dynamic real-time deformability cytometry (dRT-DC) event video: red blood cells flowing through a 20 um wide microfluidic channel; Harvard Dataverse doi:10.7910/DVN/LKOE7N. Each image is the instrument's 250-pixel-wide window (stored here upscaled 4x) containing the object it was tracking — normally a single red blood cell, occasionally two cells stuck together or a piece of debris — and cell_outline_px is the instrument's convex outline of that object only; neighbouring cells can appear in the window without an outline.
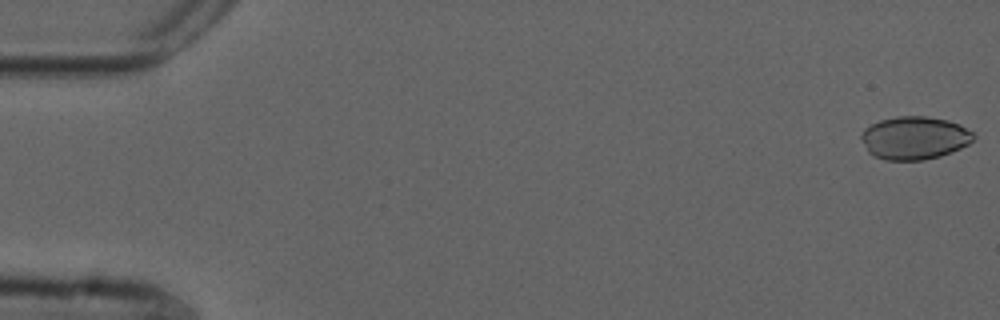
{"species": "common noctule bat (a hibernating species)", "species_latin": "Nyctalus noctula", "temperature_condition": "cold", "stored_images_in_passage": 55, "camera_frame_rate_fps": 3000, "um_per_image_px": 0.085, "animal": {"sex": "male", "forearm_length_mm": 52.5}, "frame": {"image": 1, "passage_image": 1, "time_ms": 0.0, "image_size_px": [1000, 320], "cell_outline_px": [[976, 136], [968, 144], [960, 148], [940, 156], [924, 160], [884, 160], [872, 156], [868, 152], [860, 136], [864, 128], [880, 120], [896, 116], [924, 116], [948, 120], [960, 124], [972, 132]], "centroid_in_image_um": [77.71, 11.72], "position_along_channel_um": 7.3, "area_um2": 28.21}}
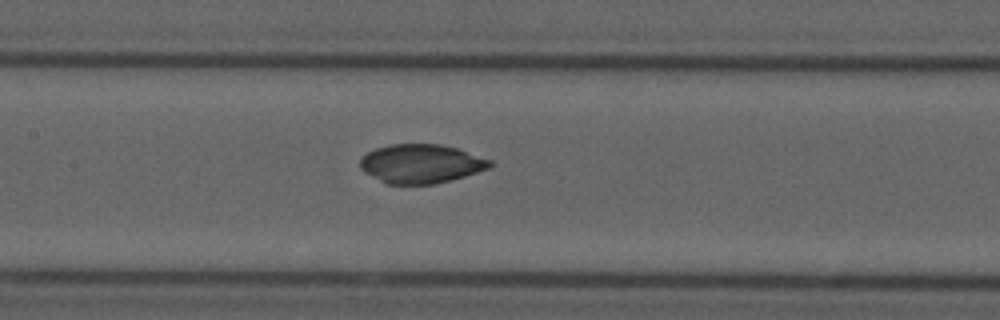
{"frame": {"image": 2, "passage_image": 26, "time_ms": 8.333, "image_size_px": [1000, 320], "cell_outline_px": [[492, 164], [488, 168], [464, 176], [432, 184], [388, 184], [364, 172], [360, 168], [360, 160], [368, 152], [376, 148], [392, 144], [440, 144], [456, 148], [492, 160]], "centroid_in_image_um": [35.77, 13.91], "position_along_channel_um": 171.6, "area_um2": 29.07}}
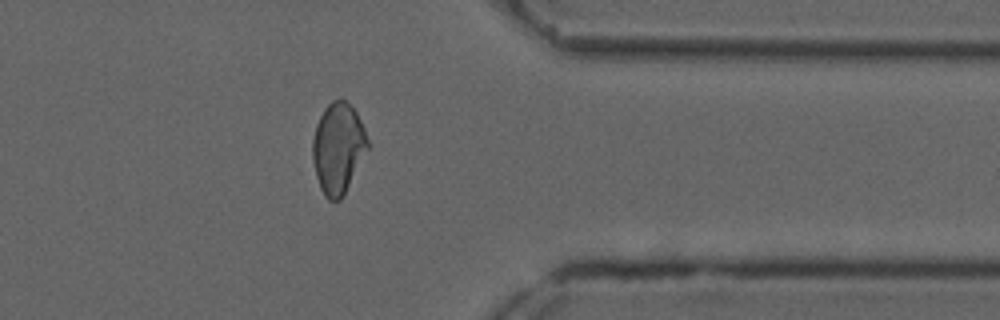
{"frame": {"image": 3, "passage_image": 44, "time_ms": 14.333, "image_size_px": [1000, 320], "cell_outline_px": [[372, 144], [344, 196], [340, 200], [328, 200], [324, 196], [320, 188], [316, 176], [312, 160], [312, 140], [316, 124], [324, 108], [332, 100], [344, 100], [356, 112]], "centroid_in_image_um": [28.76, 12.63], "position_along_channel_um": 382.6, "area_um2": 29.65}, "authors_computed_cell_mechanics": {"area_um2": 29.4202, "velocity_mm_per_s": 3.7133, "shape_relaxation_time_tau1_ms": null, "shape_relaxation_time_tau2_ms": 1.8755, "deformation_change_tau1": null, "deformation_change_tau2": 0.0475}}